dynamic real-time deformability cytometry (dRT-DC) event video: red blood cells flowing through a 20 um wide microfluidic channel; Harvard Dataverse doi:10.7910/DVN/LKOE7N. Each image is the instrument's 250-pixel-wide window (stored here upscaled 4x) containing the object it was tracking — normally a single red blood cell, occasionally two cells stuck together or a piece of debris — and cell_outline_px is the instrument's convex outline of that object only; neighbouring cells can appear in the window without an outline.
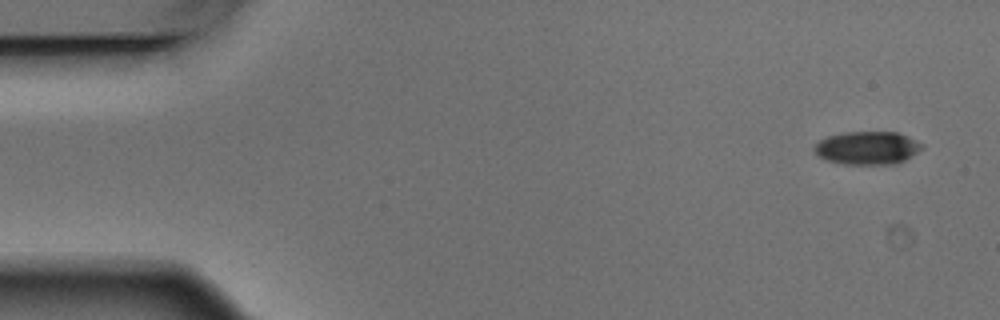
{"species": "Egyptian fruit bat (a non-hibernating species)", "species_latin": "Rousettus aegyptiacus", "temperature_condition": "warm", "stored_images_in_passage": 7, "camera_frame_rate_fps": 3000, "um_per_image_px": 0.085, "animal": {"sex": "male"}, "frame": {"image": 1, "passage_image": 1, "time_ms": 0.0, "image_size_px": [1000, 320], "cell_outline_px": [[924, 148], [912, 156], [896, 164], [844, 164], [828, 160], [820, 156], [812, 148], [820, 140], [828, 136], [844, 132], [896, 132], [908, 136], [924, 144]], "centroid_in_image_um": [73.77, 12.57], "position_along_channel_um": 11.2, "area_um2": 20.75}}
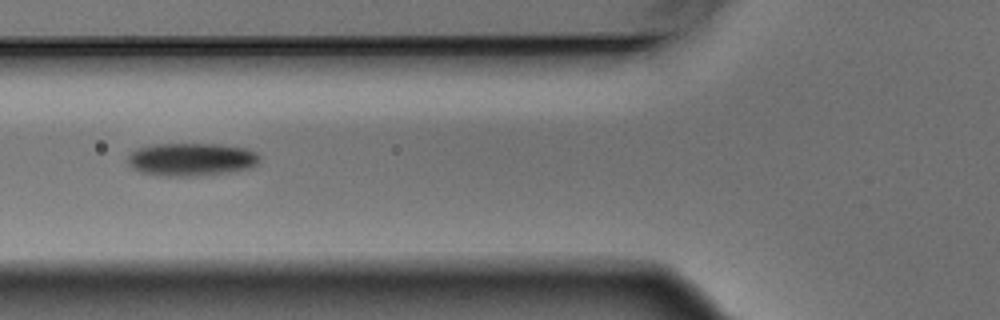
{"frame": {"image": 2, "passage_image": 6, "time_ms": 1.667, "image_size_px": [1000, 320], "cell_outline_px": [[260, 160], [252, 168], [196, 176], [164, 176], [140, 172], [132, 168], [128, 164], [128, 156], [136, 148], [156, 144], [220, 144], [248, 148], [256, 152], [260, 156]], "centroid_in_image_um": [16.27, 13.54], "position_along_channel_um": 109.5, "area_um2": 25.43}}
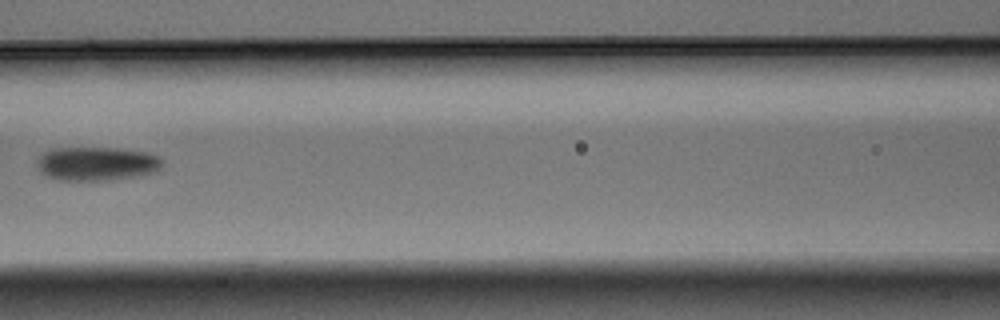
{"frame": {"image": 3, "passage_image": 7, "time_ms": 2.0, "image_size_px": [1000, 320], "cell_outline_px": [[160, 168], [156, 172], [140, 176], [112, 180], [56, 180], [44, 176], [40, 172], [36, 164], [40, 152], [48, 148], [120, 148], [148, 152], [160, 156]], "centroid_in_image_um": [8.17, 13.91], "position_along_channel_um": 158.4, "area_um2": 25.26}}